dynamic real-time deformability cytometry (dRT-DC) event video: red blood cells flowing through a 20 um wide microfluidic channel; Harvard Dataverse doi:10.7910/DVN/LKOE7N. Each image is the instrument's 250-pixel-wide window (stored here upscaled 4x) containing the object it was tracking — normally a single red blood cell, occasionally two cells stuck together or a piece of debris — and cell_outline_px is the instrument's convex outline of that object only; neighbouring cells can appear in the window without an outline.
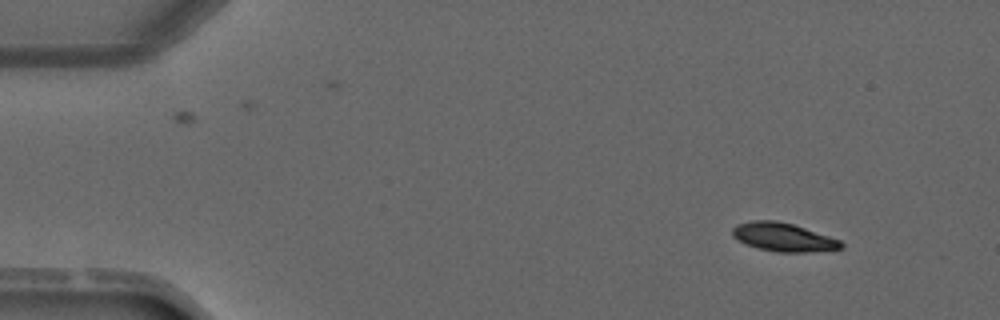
{"species": "common noctule bat (a hibernating species)", "species_latin": "Nyctalus noctula", "temperature_condition": "warm", "stored_images_in_passage": 3, "camera_frame_rate_fps": 3000, "um_per_image_px": 0.085, "animal": {"sex": "male", "forearm_length_mm": 52.5}, "frame": {"image": 1, "passage_image": 1, "time_ms": 0.0, "image_size_px": [1000, 320], "cell_outline_px": [[844, 248], [804, 252], [776, 252], [760, 248], [748, 244], [732, 236], [732, 228], [736, 224], [752, 220], [776, 220], [792, 224], [840, 240], [844, 244]], "centroid_in_image_um": [66.57, 20.15], "position_along_channel_um": 18.4, "area_um2": 17.74}}